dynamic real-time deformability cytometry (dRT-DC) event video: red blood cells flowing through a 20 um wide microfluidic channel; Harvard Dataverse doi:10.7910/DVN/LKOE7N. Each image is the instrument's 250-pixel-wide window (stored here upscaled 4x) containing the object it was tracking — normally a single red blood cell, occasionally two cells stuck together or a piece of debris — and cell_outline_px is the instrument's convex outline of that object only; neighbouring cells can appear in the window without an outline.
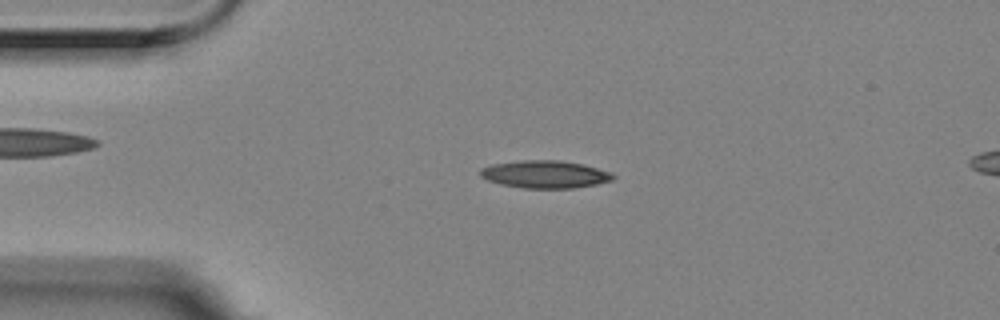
{"species": "Egyptian fruit bat (a non-hibernating species)", "species_latin": "Rousettus aegyptiacus", "temperature_condition": "room temperature", "stored_images_in_passage": 2, "camera_frame_rate_fps": 3000, "um_per_image_px": 0.085, "animal": {"sex": "female"}, "frame": {"image": 1, "passage_image": 2, "time_ms": 0.333, "image_size_px": [1000, 320], "cell_outline_px": [[616, 176], [612, 180], [596, 184], [572, 188], [524, 188], [500, 184], [488, 180], [480, 176], [480, 168], [492, 164], [524, 160], [560, 160], [584, 164], [612, 172]], "centroid_in_image_um": [46.34, 14.81], "position_along_channel_um": 38.7, "area_um2": 21.39}}